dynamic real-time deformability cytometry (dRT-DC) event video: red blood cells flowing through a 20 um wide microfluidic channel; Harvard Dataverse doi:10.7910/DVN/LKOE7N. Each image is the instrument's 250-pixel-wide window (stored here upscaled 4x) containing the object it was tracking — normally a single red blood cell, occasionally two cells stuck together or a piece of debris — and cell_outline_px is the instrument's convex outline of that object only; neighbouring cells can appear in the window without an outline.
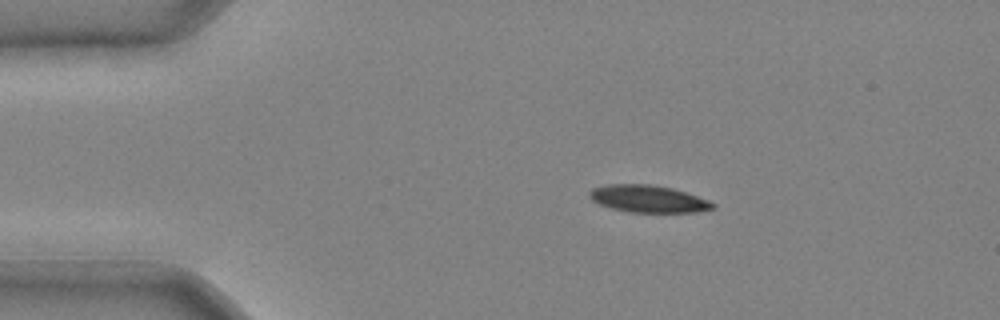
{"species": "common noctule bat (a hibernating species)", "species_latin": "Nyctalus noctula", "temperature_condition": "cold", "stored_images_in_passage": 35, "camera_frame_rate_fps": 3000, "um_per_image_px": 0.085, "animal": {"sex": "male", "body_mass_g": 20.4}, "frame": {"image": 1, "passage_image": 1, "time_ms": 0.0, "image_size_px": [1000, 320], "cell_outline_px": [[716, 208], [696, 212], [628, 212], [612, 208], [600, 204], [592, 200], [588, 196], [588, 192], [592, 188], [608, 184], [652, 184], [672, 188], [708, 200], [716, 204]], "centroid_in_image_um": [55.08, 16.9], "position_along_channel_um": 29.9, "area_um2": 19.54}}
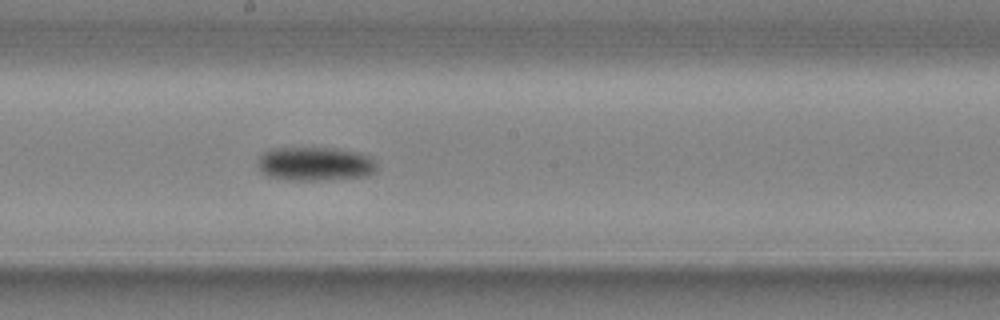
{"frame": {"image": 2, "passage_image": 17, "time_ms": 5.333, "image_size_px": [1000, 320], "cell_outline_px": [[376, 172], [368, 176], [320, 180], [292, 180], [268, 176], [260, 172], [260, 156], [264, 152], [272, 148], [336, 148], [356, 152], [372, 156], [376, 164]], "centroid_in_image_um": [26.83, 13.93], "position_along_channel_um": 221.4, "area_um2": 23.47}}
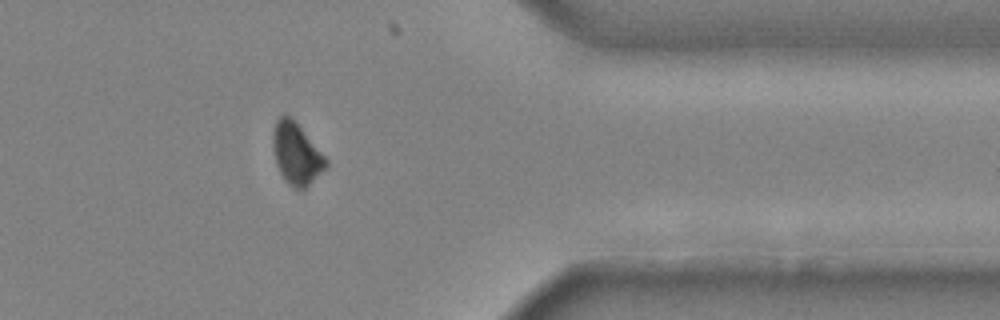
{"frame": {"image": 3, "passage_image": 29, "time_ms": 9.333, "image_size_px": [1000, 320], "cell_outline_px": [[328, 164], [304, 188], [296, 188], [288, 184], [284, 180], [276, 164], [272, 144], [272, 132], [276, 120], [284, 112], [300, 128], [328, 160]], "centroid_in_image_um": [25.14, 13.05], "position_along_channel_um": 386.3, "area_um2": 18.44}}